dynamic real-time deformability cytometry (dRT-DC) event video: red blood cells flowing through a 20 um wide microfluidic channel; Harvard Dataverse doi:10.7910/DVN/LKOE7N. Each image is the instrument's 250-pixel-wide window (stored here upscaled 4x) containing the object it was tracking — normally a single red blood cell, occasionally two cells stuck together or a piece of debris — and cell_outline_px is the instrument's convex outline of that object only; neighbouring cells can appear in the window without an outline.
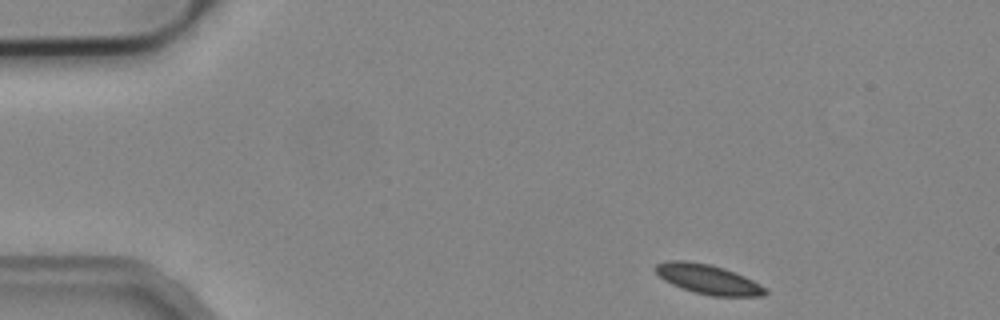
{"species": "common noctule bat (a hibernating species)", "species_latin": "Nyctalus noctula", "temperature_condition": "cold", "stored_images_in_passage": 48, "camera_frame_rate_fps": 3000, "um_per_image_px": 0.085, "animal": {"sex": "male", "body_mass_g": 19.2, "forearm_length_mm": 51.8}, "frame": {"image": 1, "passage_image": 1, "time_ms": 0.0, "image_size_px": [1000, 320], "cell_outline_px": [[768, 292], [764, 296], [712, 296], [692, 292], [680, 288], [664, 280], [652, 268], [656, 264], [668, 260], [684, 260], [712, 264], [724, 268], [744, 276], [760, 284]], "centroid_in_image_um": [60.15, 23.73], "position_along_channel_um": 24.9, "area_um2": 19.07}}
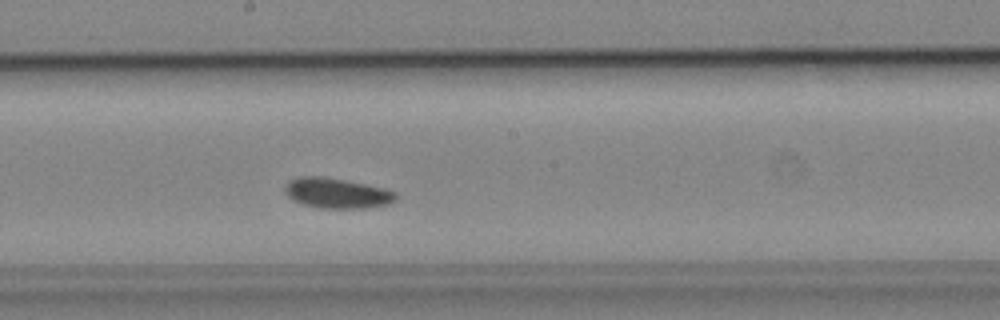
{"frame": {"image": 2, "passage_image": 23, "time_ms": 7.333, "image_size_px": [1000, 320], "cell_outline_px": [[396, 200], [388, 204], [364, 208], [320, 208], [304, 204], [292, 200], [284, 192], [284, 188], [288, 180], [300, 176], [324, 176], [384, 188], [396, 192]], "centroid_in_image_um": [28.6, 16.41], "position_along_channel_um": 219.6, "area_um2": 19.54}}
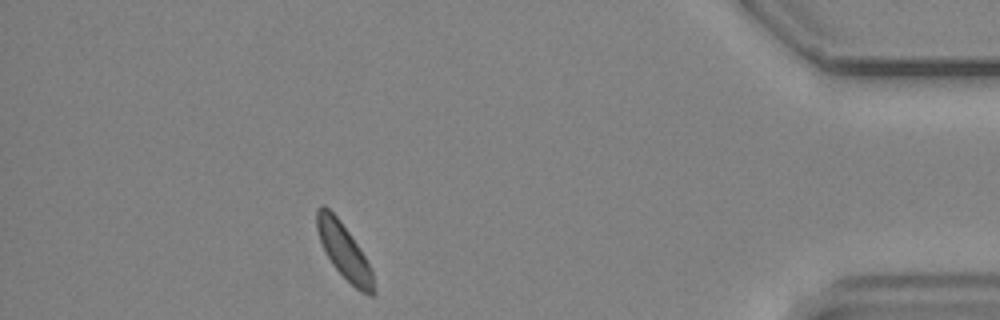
{"frame": {"image": 3, "passage_image": 42, "time_ms": 13.667, "image_size_px": [1000, 320], "cell_outline_px": [[376, 292], [372, 296], [368, 296], [360, 292], [332, 264], [320, 240], [316, 228], [316, 208], [320, 204], [324, 204], [340, 220], [364, 256], [372, 272]], "centroid_in_image_um": [29.23, 21.34], "position_along_channel_um": 406.0, "area_um2": 17.86}}